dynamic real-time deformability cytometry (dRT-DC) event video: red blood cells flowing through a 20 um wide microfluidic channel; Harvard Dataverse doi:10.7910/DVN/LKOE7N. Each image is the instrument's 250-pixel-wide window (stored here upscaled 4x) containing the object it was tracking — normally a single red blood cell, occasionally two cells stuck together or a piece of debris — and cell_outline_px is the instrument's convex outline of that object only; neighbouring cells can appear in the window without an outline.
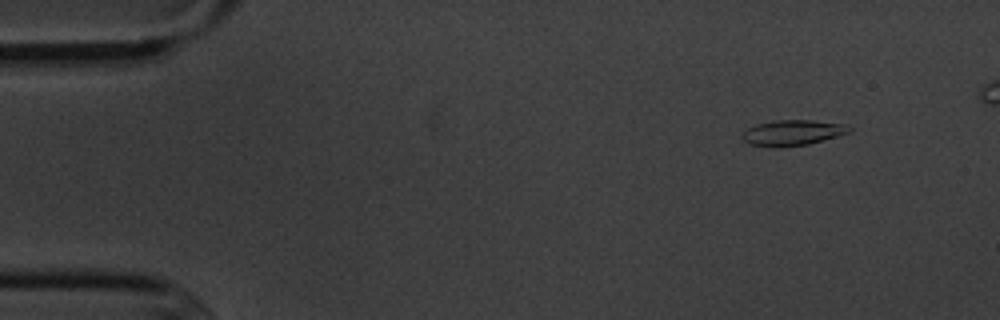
{"species": "common noctule bat (a hibernating species)", "species_latin": "Nyctalus noctula", "temperature_condition": "cold", "stored_images_in_passage": 4, "camera_frame_rate_fps": 3000, "um_per_image_px": 0.085, "animal": {"sex": "male", "body_mass_g": 20.1, "forearm_length_mm": 53.5}, "frame": {"image": 1, "passage_image": 1, "time_ms": 0.0, "image_size_px": [1000, 320], "cell_outline_px": [[852, 132], [808, 144], [776, 148], [748, 144], [740, 136], [748, 128], [756, 124], [772, 120], [812, 120], [848, 124], [852, 128]], "centroid_in_image_um": [67.38, 11.28], "position_along_channel_um": 17.6, "area_um2": 16.18}}